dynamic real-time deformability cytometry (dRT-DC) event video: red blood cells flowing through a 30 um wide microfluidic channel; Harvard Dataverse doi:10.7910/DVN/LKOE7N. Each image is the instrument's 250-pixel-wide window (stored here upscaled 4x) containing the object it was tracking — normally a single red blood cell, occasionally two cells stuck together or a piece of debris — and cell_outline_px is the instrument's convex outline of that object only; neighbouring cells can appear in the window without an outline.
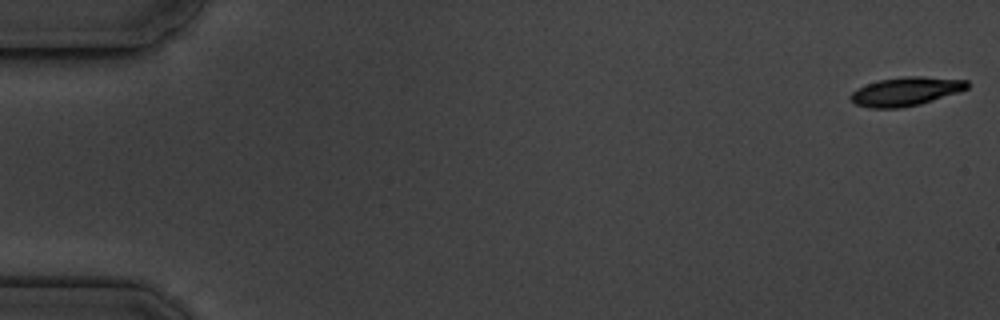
{"species": "common noctule bat (a hibernating species)", "species_latin": "Nyctalus noctula", "temperature_condition": "cold", "stored_images_in_passage": 7, "camera_frame_rate_fps": 3000, "um_per_image_px": 0.085, "animal": {"sex": "male", "body_mass_g": 19.5, "forearm_length_mm": 54.6}, "frame": {"image": 1, "passage_image": 1, "time_ms": 0.0, "image_size_px": [1000, 320], "cell_outline_px": [[968, 88], [960, 92], [920, 104], [900, 108], [868, 108], [856, 104], [848, 96], [856, 88], [880, 80], [904, 76], [924, 76], [968, 80]], "centroid_in_image_um": [77.0, 7.77], "position_along_channel_um": 8.0, "area_um2": 19.59}}
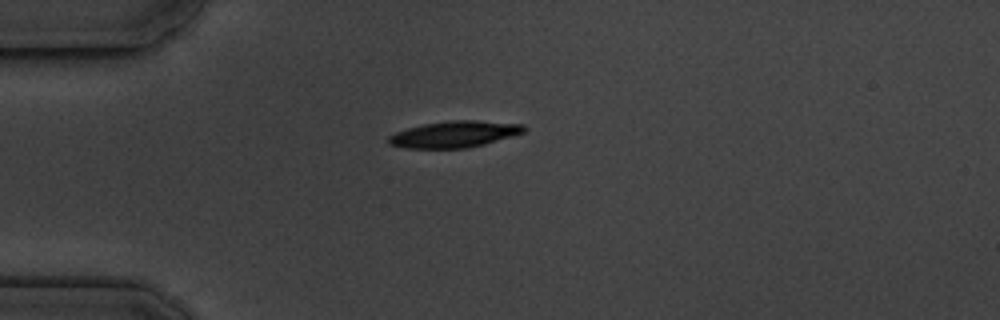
{"frame": {"image": 2, "passage_image": 5, "time_ms": 4.667, "image_size_px": [1000, 320], "cell_outline_px": [[528, 128], [524, 132], [484, 144], [464, 148], [404, 148], [388, 144], [388, 136], [396, 132], [408, 128], [424, 124], [448, 120], [476, 120], [524, 124]], "centroid_in_image_um": [38.62, 11.4], "position_along_channel_um": 46.4, "area_um2": 20.81}}